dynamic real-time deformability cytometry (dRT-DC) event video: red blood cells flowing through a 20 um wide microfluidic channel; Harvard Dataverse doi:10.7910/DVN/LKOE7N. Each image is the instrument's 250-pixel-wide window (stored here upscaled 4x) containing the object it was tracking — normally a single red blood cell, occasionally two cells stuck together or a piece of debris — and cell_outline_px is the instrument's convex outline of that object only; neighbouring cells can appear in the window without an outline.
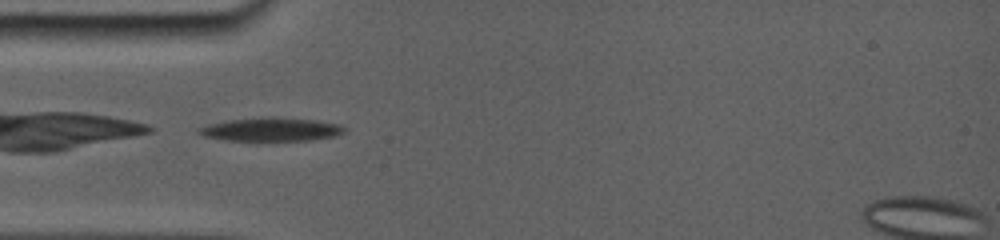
{"species": "common noctule bat (a hibernating species)", "species_latin": "Nyctalus noctula", "temperature_condition": "room temperature", "stored_images_in_passage": 2, "camera_frame_rate_fps": 5000, "um_per_image_px": 0.085, "animal": {"sex": "female", "body_mass_g": 19.0, "forearm_length_mm": 56.7}, "frame": {"image": 1, "passage_image": 1, "time_ms": 0.0, "image_size_px": [1000, 240], "cell_outline_px": [[344, 128], [340, 132], [332, 136], [300, 140], [232, 140], [208, 136], [200, 132], [200, 128], [212, 124], [232, 120], [312, 120], [336, 124]], "centroid_in_image_um": [23.05, 11.04], "position_along_channel_um": 62.0, "area_um2": 17.51}}